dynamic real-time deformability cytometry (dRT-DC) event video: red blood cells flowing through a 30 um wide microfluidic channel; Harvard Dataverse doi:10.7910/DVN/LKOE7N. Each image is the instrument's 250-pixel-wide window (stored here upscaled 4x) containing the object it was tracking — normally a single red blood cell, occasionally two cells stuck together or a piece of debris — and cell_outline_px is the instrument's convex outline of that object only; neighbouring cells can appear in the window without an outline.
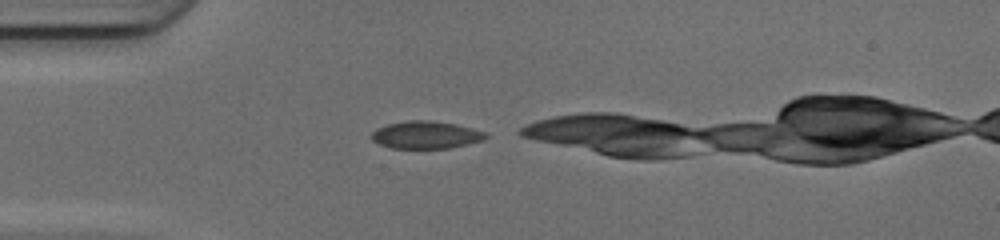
{"species": "common noctule bat (a hibernating species)", "species_latin": "Nyctalus noctula", "temperature_condition": "cold", "stored_images_in_passage": 9, "camera_frame_rate_fps": 3000, "um_per_image_px": 0.085, "animal": {"sex": "female", "body_mass_g": 17.0, "forearm_length_mm": 48.0}, "frame": {"image": 1, "passage_image": 1, "time_ms": 0.0, "image_size_px": [1000, 240], "cell_outline_px": [[488, 136], [480, 140], [448, 148], [392, 148], [380, 144], [372, 140], [372, 132], [376, 128], [388, 124], [408, 120], [428, 120], [452, 124], [472, 128], [484, 132]], "centroid_in_image_um": [36.13, 11.46], "position_along_channel_um": 48.9, "area_um2": 17.86}}
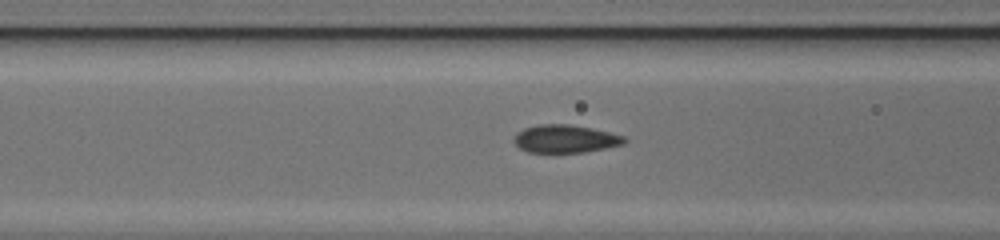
{"frame": {"image": 2, "passage_image": 7, "time_ms": 2.0, "image_size_px": [1000, 240], "cell_outline_px": [[628, 140], [624, 144], [584, 152], [528, 152], [520, 148], [512, 140], [516, 132], [524, 128], [540, 124], [568, 124], [592, 128], [624, 136]], "centroid_in_image_um": [48.03, 11.79], "position_along_channel_um": 118.6, "area_um2": 17.92}}